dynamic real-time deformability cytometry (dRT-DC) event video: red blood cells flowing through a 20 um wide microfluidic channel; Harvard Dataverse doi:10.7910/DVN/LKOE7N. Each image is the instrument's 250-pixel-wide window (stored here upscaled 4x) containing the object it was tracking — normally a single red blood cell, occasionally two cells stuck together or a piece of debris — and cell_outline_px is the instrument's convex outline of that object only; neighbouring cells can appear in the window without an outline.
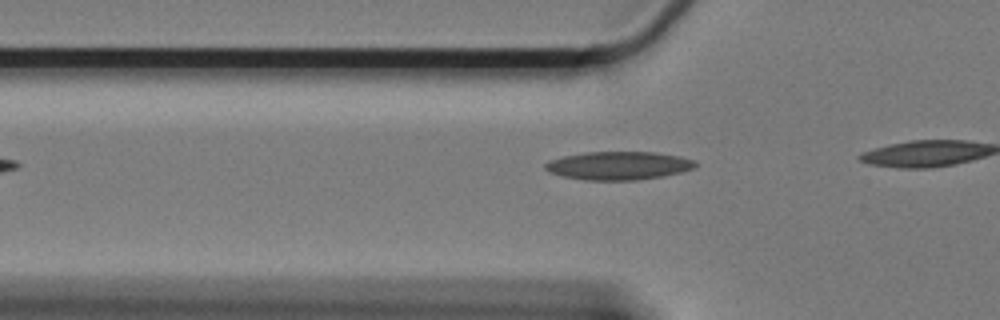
{"species": "Egyptian fruit bat (a non-hibernating species)", "species_latin": "Rousettus aegyptiacus", "temperature_condition": "cold", "stored_images_in_passage": 9, "camera_frame_rate_fps": 3000, "um_per_image_px": 0.085, "animal": {"sex": "female"}, "frame": {"image": 1, "passage_image": 3, "time_ms": 0.667, "image_size_px": [1000, 320], "cell_outline_px": [[696, 164], [692, 168], [680, 172], [664, 176], [636, 180], [584, 180], [564, 176], [552, 172], [544, 168], [544, 164], [548, 160], [564, 156], [588, 152], [656, 152], [680, 156], [692, 160]], "centroid_in_image_um": [52.56, 14.07], "position_along_channel_um": 73.2, "area_um2": 24.51}}
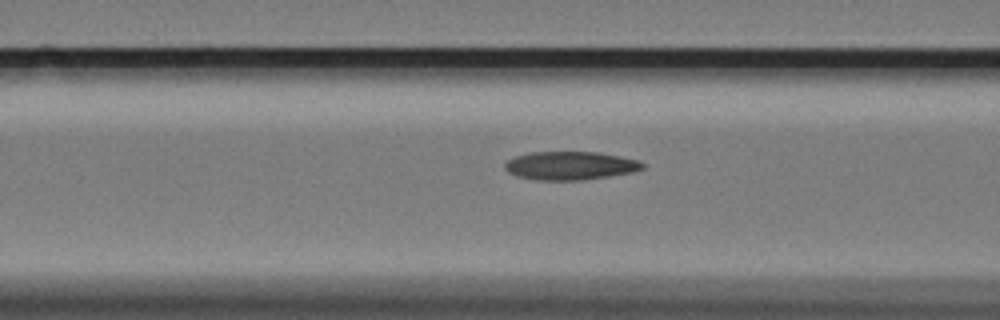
{"frame": {"image": 2, "passage_image": 7, "time_ms": 2.0, "image_size_px": [1000, 320], "cell_outline_px": [[644, 168], [628, 172], [608, 176], [580, 180], [536, 180], [516, 176], [508, 172], [504, 168], [504, 164], [508, 160], [516, 156], [532, 152], [596, 152], [620, 156], [640, 160], [644, 164]], "centroid_in_image_um": [48.44, 14.08], "position_along_channel_um": 118.2, "area_um2": 22.6}}